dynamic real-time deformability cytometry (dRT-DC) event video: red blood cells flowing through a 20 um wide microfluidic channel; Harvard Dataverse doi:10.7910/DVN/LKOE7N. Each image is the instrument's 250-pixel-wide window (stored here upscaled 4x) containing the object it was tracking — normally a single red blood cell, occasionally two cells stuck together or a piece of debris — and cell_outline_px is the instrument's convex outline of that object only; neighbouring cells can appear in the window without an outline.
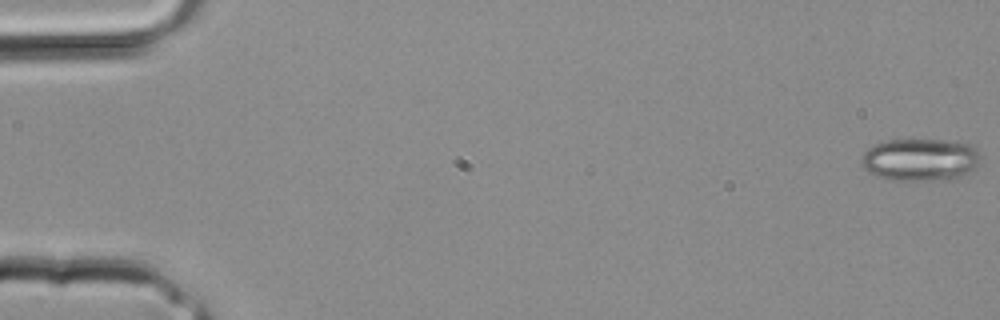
{"species": "common noctule bat (a hibernating species)", "species_latin": "Nyctalus noctula", "temperature_condition": "room temperature", "stored_images_in_passage": 15, "camera_frame_rate_fps": 3000, "um_per_image_px": 0.085, "animal": {"sex": "male", "body_mass_g": 20.4}, "frame": {"image": 1, "passage_image": 1, "time_ms": 0.0, "image_size_px": [1000, 320], "cell_outline_px": [[980, 160], [968, 172], [952, 180], [892, 180], [876, 176], [868, 172], [864, 168], [860, 160], [860, 156], [868, 148], [876, 144], [888, 140], [944, 140], [972, 144], [976, 148], [980, 156]], "centroid_in_image_um": [78.19, 13.57], "position_along_channel_um": 6.8, "area_um2": 29.54}}
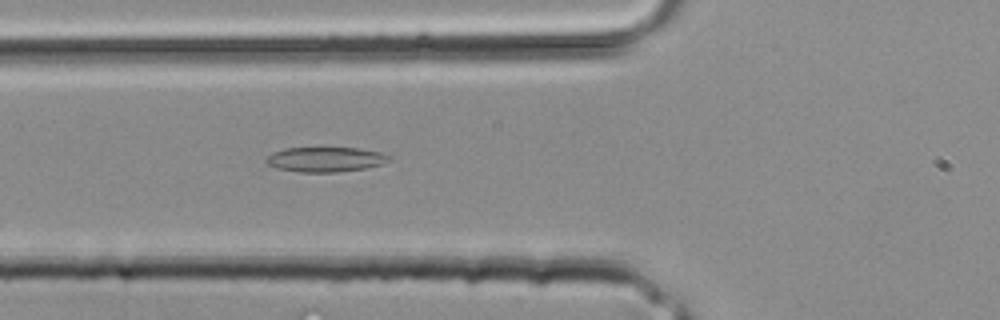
{"frame": {"image": 2, "passage_image": 13, "time_ms": 4.0, "image_size_px": [1000, 320], "cell_outline_px": [[392, 156], [384, 164], [364, 168], [336, 172], [300, 172], [276, 168], [268, 164], [264, 160], [272, 152], [284, 148], [316, 144], [360, 148], [380, 152]], "centroid_in_image_um": [27.63, 13.48], "position_along_channel_um": 98.2, "area_um2": 18.9}}
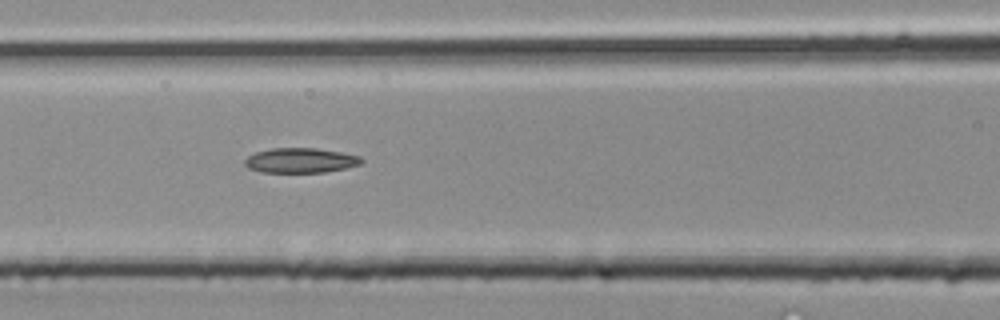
{"frame": {"image": 3, "passage_image": 15, "time_ms": 4.667, "image_size_px": [1000, 320], "cell_outline_px": [[364, 160], [360, 164], [344, 168], [324, 172], [260, 172], [248, 168], [244, 164], [244, 160], [248, 156], [256, 152], [272, 148], [316, 148], [340, 152], [360, 156]], "centroid_in_image_um": [25.52, 13.63], "position_along_channel_um": 141.1, "area_um2": 16.82}}